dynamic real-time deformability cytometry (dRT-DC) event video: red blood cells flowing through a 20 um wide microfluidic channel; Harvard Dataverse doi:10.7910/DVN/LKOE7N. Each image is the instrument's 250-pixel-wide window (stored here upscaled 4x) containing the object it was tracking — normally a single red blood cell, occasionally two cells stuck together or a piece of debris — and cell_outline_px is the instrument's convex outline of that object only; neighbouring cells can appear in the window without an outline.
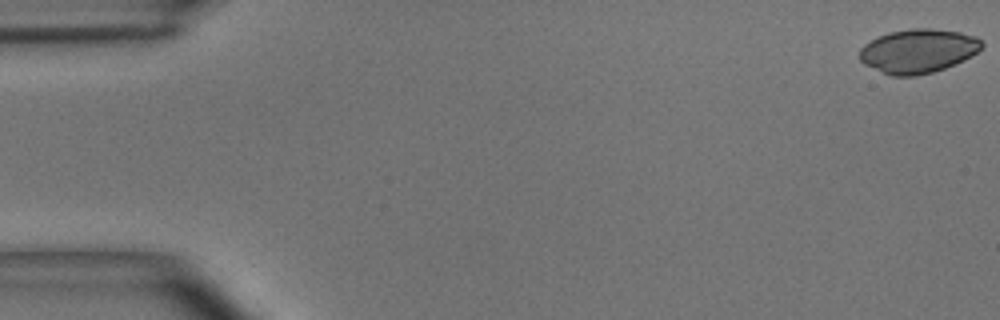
{"species": "common noctule bat (a hibernating species)", "species_latin": "Nyctalus noctula", "temperature_condition": "room temperature", "stored_images_in_passage": 55, "camera_frame_rate_fps": 3000, "um_per_image_px": 0.085, "animal": {"sex": "male", "body_mass_g": 15.6}, "frame": {"image": 1, "passage_image": 1, "time_ms": 0.0, "image_size_px": [1000, 320], "cell_outline_px": [[984, 44], [976, 52], [964, 60], [944, 68], [932, 72], [916, 76], [892, 76], [864, 64], [860, 60], [860, 48], [864, 44], [888, 32], [912, 28], [932, 28], [960, 32], [976, 36]], "centroid_in_image_um": [78.04, 4.33], "position_along_channel_um": 7.0, "area_um2": 31.15}}
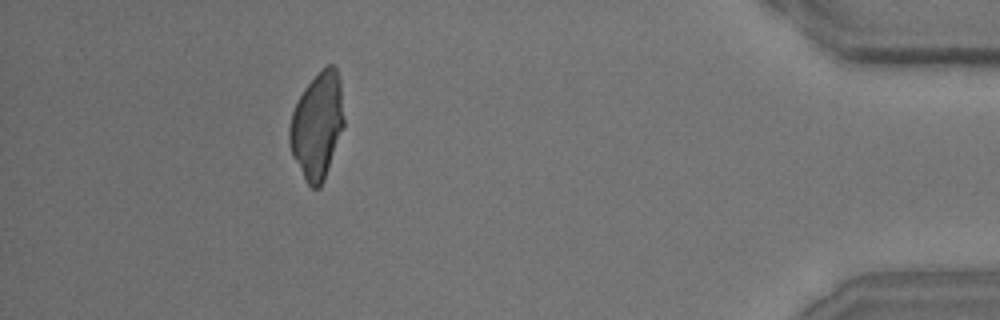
{"frame": {"image": 2, "passage_image": 50, "time_ms": 16.333, "image_size_px": [1000, 320], "cell_outline_px": [[344, 128], [324, 180], [320, 188], [312, 188], [308, 184], [292, 156], [288, 140], [288, 128], [292, 112], [304, 88], [328, 64], [332, 64], [336, 68], [340, 76], [344, 120]], "centroid_in_image_um": [26.97, 10.69], "position_along_channel_um": 408.2, "area_um2": 33.76}}